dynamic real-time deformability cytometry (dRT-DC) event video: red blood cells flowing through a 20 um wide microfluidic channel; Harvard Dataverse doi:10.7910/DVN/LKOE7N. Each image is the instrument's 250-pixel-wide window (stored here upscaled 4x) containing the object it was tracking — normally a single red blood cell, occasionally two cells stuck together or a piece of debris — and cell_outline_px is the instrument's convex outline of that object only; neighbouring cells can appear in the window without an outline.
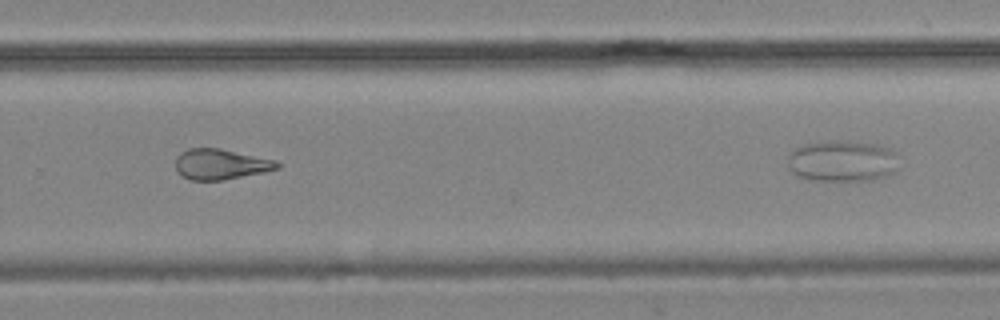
{"species": "common noctule bat (a hibernating species)", "species_latin": "Nyctalus noctula", "temperature_condition": "cold", "stored_images_in_passage": 12, "camera_frame_rate_fps": 3000, "um_per_image_px": 0.085, "animal": {"sex": "male", "body_mass_g": 19.2, "forearm_length_mm": 51.8}, "frame": {"image": 1, "passage_image": 10, "time_ms": 11.333, "image_size_px": [1000, 320], "cell_outline_px": [[280, 168], [264, 172], [224, 180], [192, 180], [176, 172], [176, 156], [180, 152], [188, 148], [220, 148], [276, 160], [280, 164]], "centroid_in_image_um": [18.75, 13.95], "position_along_channel_um": 311.0, "area_um2": 18.15}}